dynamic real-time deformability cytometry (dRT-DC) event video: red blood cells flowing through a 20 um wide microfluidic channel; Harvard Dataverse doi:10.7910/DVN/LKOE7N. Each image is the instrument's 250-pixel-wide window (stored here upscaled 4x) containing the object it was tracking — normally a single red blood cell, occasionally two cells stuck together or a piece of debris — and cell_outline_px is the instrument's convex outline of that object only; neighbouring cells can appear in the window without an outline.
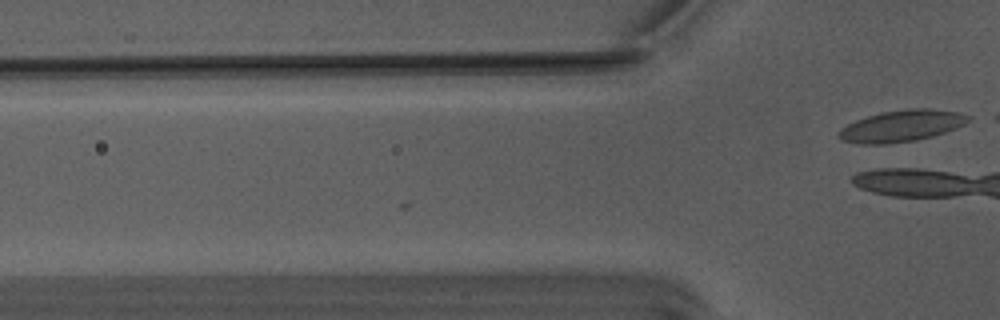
{"species": "Egyptian fruit bat (a non-hibernating species)", "species_latin": "Rousettus aegyptiacus", "temperature_condition": "warm", "stored_images_in_passage": 2, "camera_frame_rate_fps": 3000, "um_per_image_px": 0.085, "animal": {"sex": "male"}, "frame": {"image": 1, "passage_image": 2, "time_ms": 0.333, "image_size_px": [1000, 320], "cell_outline_px": [[972, 120], [956, 128], [932, 136], [916, 140], [884, 144], [864, 144], [840, 140], [836, 136], [840, 128], [856, 120], [880, 112], [908, 108], [928, 108], [960, 112], [972, 116]], "centroid_in_image_um": [76.65, 10.69], "position_along_channel_um": 49.2, "area_um2": 23.99}}